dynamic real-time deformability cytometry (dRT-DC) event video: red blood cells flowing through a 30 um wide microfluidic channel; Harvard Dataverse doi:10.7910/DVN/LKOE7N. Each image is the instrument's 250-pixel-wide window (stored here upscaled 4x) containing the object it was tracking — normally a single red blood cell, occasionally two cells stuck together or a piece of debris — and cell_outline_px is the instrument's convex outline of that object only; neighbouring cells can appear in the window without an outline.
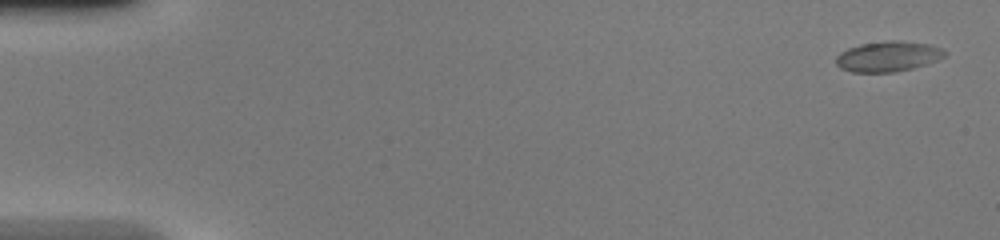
{"species": "common noctule bat (a hibernating species)", "species_latin": "Nyctalus noctula", "temperature_condition": "warm", "stored_images_in_passage": 47, "camera_frame_rate_fps": 3000, "um_per_image_px": 0.085, "animal": {"sex": "female", "body_mass_g": 20.0, "forearm_length_mm": 54.0}, "frame": {"image": 1, "passage_image": 2, "time_ms": 0.333, "image_size_px": [1000, 240], "cell_outline_px": [[948, 52], [944, 56], [936, 60], [912, 68], [896, 72], [852, 72], [840, 68], [836, 64], [836, 56], [840, 52], [848, 48], [860, 44], [888, 40], [900, 40], [928, 44], [940, 48]], "centroid_in_image_um": [75.45, 4.79], "position_along_channel_um": 9.6, "area_um2": 19.19}}
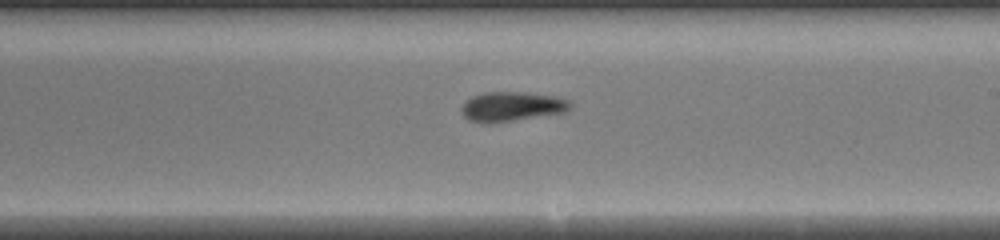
{"frame": {"image": 2, "passage_image": 28, "time_ms": 9.0, "image_size_px": [1000, 240], "cell_outline_px": [[572, 104], [564, 112], [512, 120], [484, 124], [468, 120], [464, 116], [460, 108], [472, 96], [484, 92], [520, 92], [552, 96], [568, 100]], "centroid_in_image_um": [43.43, 9.06], "position_along_channel_um": 245.6, "area_um2": 18.32}}
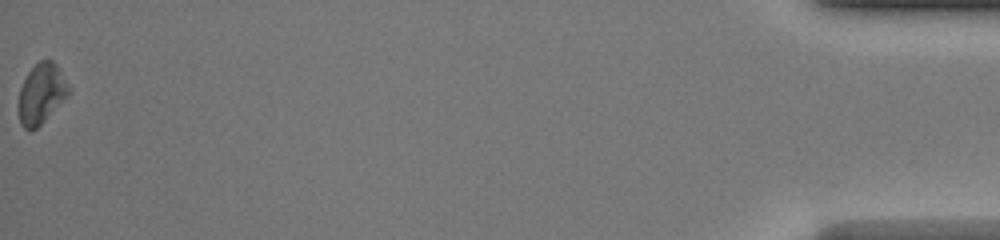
{"frame": {"image": 3, "passage_image": 47, "time_ms": 15.333, "image_size_px": [1000, 240], "cell_outline_px": [[72, 88], [44, 120], [32, 132], [28, 132], [20, 124], [16, 108], [16, 104], [20, 88], [28, 72], [40, 60], [52, 60], [56, 64]], "centroid_in_image_um": [3.45, 7.98], "position_along_channel_um": 431.7, "area_um2": 17.63}}